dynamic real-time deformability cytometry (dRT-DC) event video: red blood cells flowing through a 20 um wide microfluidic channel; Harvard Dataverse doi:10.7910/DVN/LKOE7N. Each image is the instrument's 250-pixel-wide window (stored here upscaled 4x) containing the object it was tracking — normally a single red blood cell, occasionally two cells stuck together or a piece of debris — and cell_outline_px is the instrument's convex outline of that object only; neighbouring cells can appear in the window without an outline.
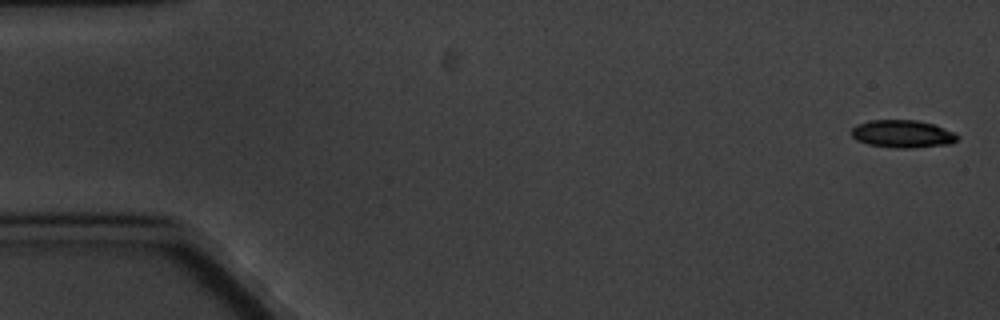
{"species": "common noctule bat (a hibernating species)", "species_latin": "Nyctalus noctula", "temperature_condition": "cold", "stored_images_in_passage": 5, "camera_frame_rate_fps": 3000, "um_per_image_px": 0.085, "animal": {"sex": "male", "body_mass_g": 20.1, "forearm_length_mm": 53.5}, "frame": {"image": 1, "passage_image": 1, "time_ms": 0.0, "image_size_px": [1000, 320], "cell_outline_px": [[960, 136], [952, 144], [912, 148], [896, 148], [868, 144], [856, 140], [852, 136], [852, 128], [856, 124], [868, 120], [916, 120], [932, 124], [956, 132]], "centroid_in_image_um": [76.73, 11.38], "position_along_channel_um": 8.3, "area_um2": 17.22}}
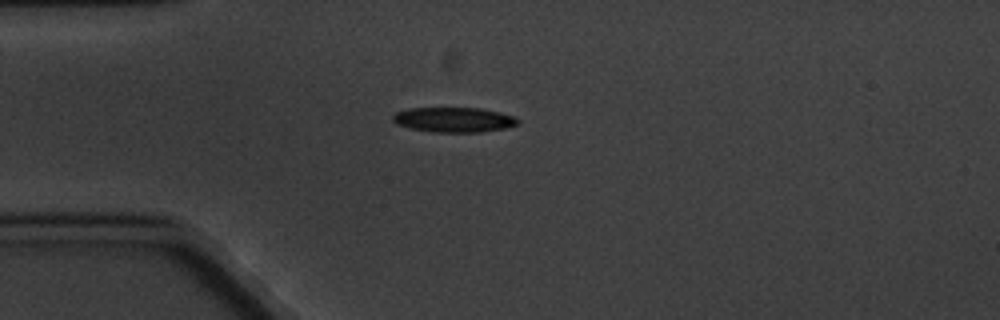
{"frame": {"image": 2, "passage_image": 5, "time_ms": 4.667, "image_size_px": [1000, 320], "cell_outline_px": [[520, 120], [516, 124], [504, 128], [480, 132], [432, 132], [412, 128], [396, 124], [392, 120], [392, 116], [396, 112], [408, 108], [480, 108], [500, 112], [512, 116]], "centroid_in_image_um": [38.54, 10.17], "position_along_channel_um": 46.5, "area_um2": 18.03}}